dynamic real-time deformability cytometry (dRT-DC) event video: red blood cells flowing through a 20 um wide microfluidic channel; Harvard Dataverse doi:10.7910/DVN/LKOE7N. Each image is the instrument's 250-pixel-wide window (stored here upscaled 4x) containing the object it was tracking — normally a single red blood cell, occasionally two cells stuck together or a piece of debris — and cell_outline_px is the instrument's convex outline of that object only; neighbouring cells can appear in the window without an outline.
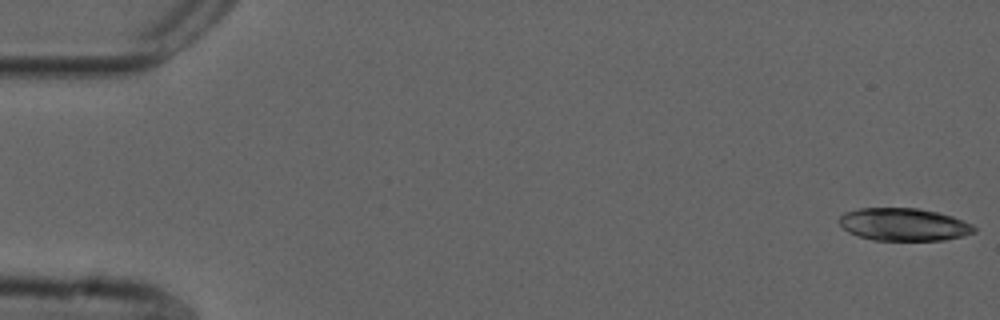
{"species": "common noctule bat (a hibernating species)", "species_latin": "Nyctalus noctula", "temperature_condition": "cold", "stored_images_in_passage": 54, "segment_of_instrument_passage": [1, 2], "camera_frame_rate_fps": 3000, "um_per_image_px": 0.085, "animal": {"sex": "male", "forearm_length_mm": 52.5}, "frame": {"image": 1, "passage_image": 1, "time_ms": 0.0, "image_size_px": [1000, 320], "cell_outline_px": [[976, 232], [964, 236], [944, 240], [872, 240], [848, 232], [836, 220], [844, 212], [860, 208], [920, 208], [952, 216], [972, 224], [976, 228]], "centroid_in_image_um": [76.82, 19.08], "position_along_channel_um": 8.2, "area_um2": 25.78}}
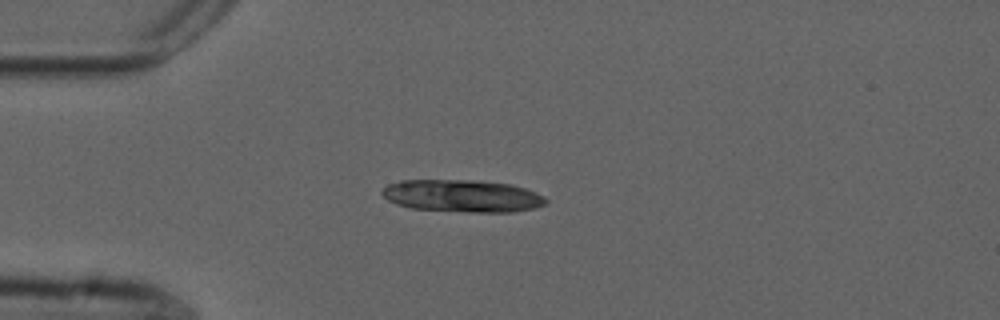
{"frame": {"image": 2, "passage_image": 14, "time_ms": 4.333, "image_size_px": [1000, 320], "cell_outline_px": [[548, 204], [536, 208], [512, 212], [468, 212], [412, 208], [396, 204], [388, 200], [380, 192], [388, 184], [400, 180], [472, 180], [512, 184], [536, 192], [544, 196], [548, 200]], "centroid_in_image_um": [39.33, 16.65], "position_along_channel_um": 45.7, "area_um2": 31.04}}